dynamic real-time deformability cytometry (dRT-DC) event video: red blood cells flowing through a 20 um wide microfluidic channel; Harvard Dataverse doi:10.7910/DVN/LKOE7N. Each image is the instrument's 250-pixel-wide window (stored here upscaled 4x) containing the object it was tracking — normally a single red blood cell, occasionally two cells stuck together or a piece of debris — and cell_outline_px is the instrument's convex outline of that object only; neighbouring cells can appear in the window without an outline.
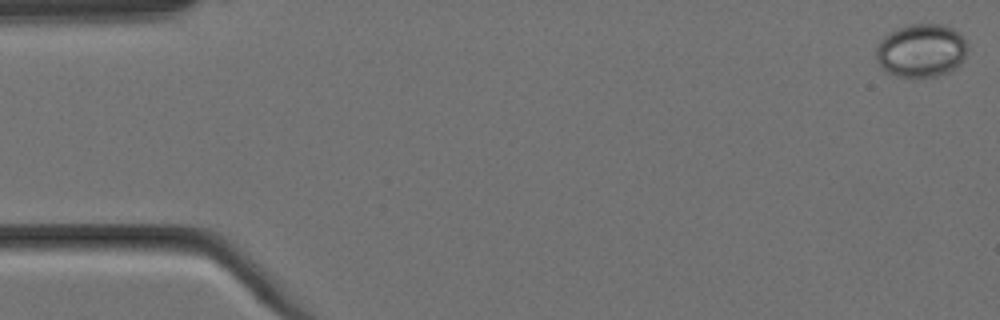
{"species": "Egyptian fruit bat (a non-hibernating species)", "species_latin": "Rousettus aegyptiacus", "temperature_condition": "cold", "stored_images_in_passage": 4, "camera_frame_rate_fps": 3000, "um_per_image_px": 0.085, "animal": {"sex": "female"}, "frame": {"image": 1, "passage_image": 1, "time_ms": 0.0, "image_size_px": [1000, 320], "cell_outline_px": [[968, 48], [964, 60], [956, 68], [948, 72], [936, 76], [896, 76], [888, 72], [876, 60], [876, 48], [880, 40], [884, 36], [896, 28], [908, 24], [944, 24], [960, 32], [964, 36], [968, 44]], "centroid_in_image_um": [78.34, 4.27], "position_along_channel_um": 6.7, "area_um2": 28.67}}